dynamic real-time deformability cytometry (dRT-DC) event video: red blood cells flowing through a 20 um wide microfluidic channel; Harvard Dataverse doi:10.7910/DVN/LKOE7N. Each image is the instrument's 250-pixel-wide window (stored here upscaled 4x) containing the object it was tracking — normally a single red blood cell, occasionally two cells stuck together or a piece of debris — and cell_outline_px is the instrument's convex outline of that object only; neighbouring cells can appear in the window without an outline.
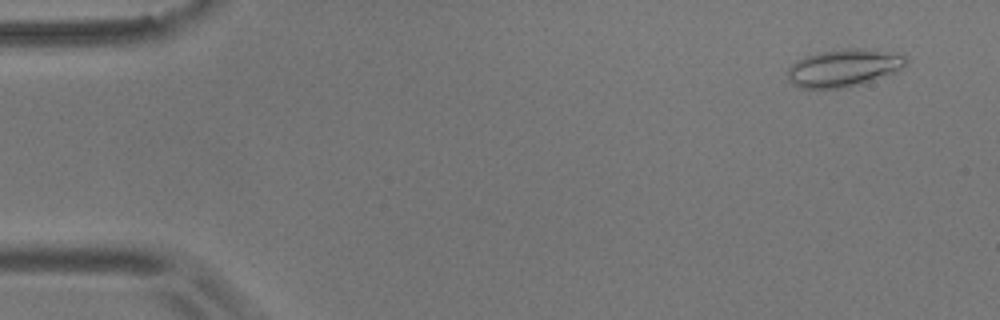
{"species": "common noctule bat (a hibernating species)", "species_latin": "Nyctalus noctula", "temperature_condition": "room temperature", "stored_images_in_passage": 8, "camera_frame_rate_fps": 3000, "um_per_image_px": 0.085, "animal": {"sex": "male", "body_mass_g": 17.9}, "frame": {"image": 1, "passage_image": 4, "time_ms": 1.0, "image_size_px": [1000, 320], "cell_outline_px": [[908, 64], [896, 72], [856, 84], [840, 88], [800, 88], [792, 84], [788, 80], [788, 68], [796, 60], [820, 52], [852, 48], [864, 48], [908, 56]], "centroid_in_image_um": [71.71, 5.76], "position_along_channel_um": 13.3, "area_um2": 25.49}}